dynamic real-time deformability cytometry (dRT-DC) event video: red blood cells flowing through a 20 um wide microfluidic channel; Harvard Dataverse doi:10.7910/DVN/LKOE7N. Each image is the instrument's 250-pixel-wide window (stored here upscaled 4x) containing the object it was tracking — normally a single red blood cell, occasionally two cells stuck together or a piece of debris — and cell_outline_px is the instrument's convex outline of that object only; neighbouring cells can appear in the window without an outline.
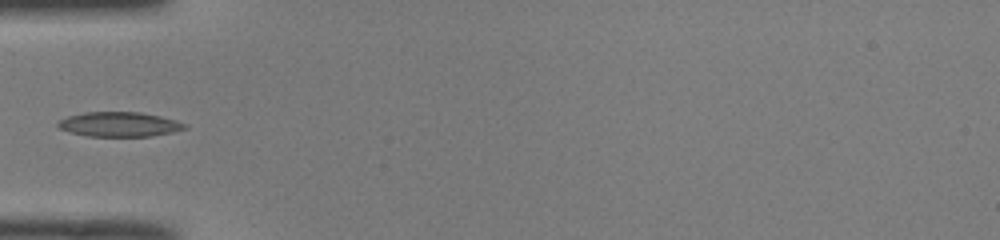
{"species": "common noctule bat (a hibernating species)", "species_latin": "Nyctalus noctula", "temperature_condition": "room temperature", "stored_images_in_passage": 5, "camera_frame_rate_fps": 3000, "um_per_image_px": 0.085, "animal": {"sex": "male", "body_mass_g": 19.0, "forearm_length_mm": 50.8}, "frame": {"image": 1, "passage_image": 1, "time_ms": 0.0, "image_size_px": [1000, 240], "cell_outline_px": [[188, 128], [172, 132], [152, 136], [88, 136], [68, 132], [60, 128], [56, 124], [60, 120], [68, 116], [84, 112], [140, 112], [160, 116], [176, 120], [188, 124]], "centroid_in_image_um": [10.16, 10.57], "position_along_channel_um": 74.8, "area_um2": 18.26}}